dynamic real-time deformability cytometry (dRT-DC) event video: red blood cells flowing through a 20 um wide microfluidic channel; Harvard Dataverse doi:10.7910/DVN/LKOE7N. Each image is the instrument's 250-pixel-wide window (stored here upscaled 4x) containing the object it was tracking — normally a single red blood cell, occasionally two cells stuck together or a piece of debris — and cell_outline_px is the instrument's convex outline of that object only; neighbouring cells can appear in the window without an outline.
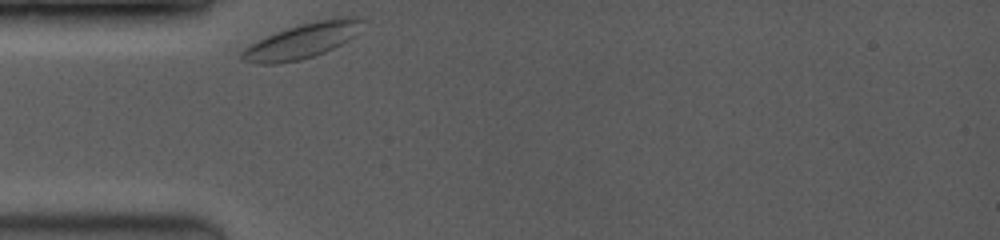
{"species": "common noctule bat (a hibernating species)", "species_latin": "Nyctalus noctula", "temperature_condition": "room temperature", "stored_images_in_passage": 20, "camera_frame_rate_fps": 3500, "um_per_image_px": 0.085, "animal": {"sex": "female", "body_mass_g": 19.0, "forearm_length_mm": 53.3}, "frame": {"image": 1, "passage_image": 1, "time_ms": 0.0, "image_size_px": [1000, 240], "cell_outline_px": [[364, 16], [352, 36], [348, 40], [324, 52], [300, 60], [280, 64], [260, 64], [240, 60], [240, 52], [244, 48], [276, 32], [300, 24], [316, 20], [340, 16]], "centroid_in_image_um": [25.64, 3.47], "position_along_channel_um": 59.4, "area_um2": 24.22}}
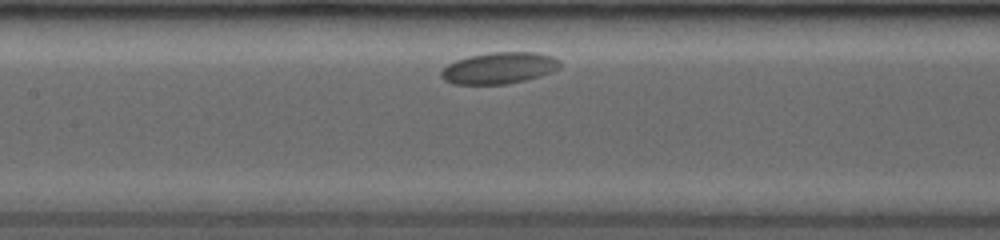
{"frame": {"image": 2, "passage_image": 8, "time_ms": 3.143, "image_size_px": [1000, 240], "cell_outline_px": [[564, 64], [560, 68], [552, 72], [540, 76], [524, 80], [504, 84], [452, 84], [444, 80], [440, 76], [440, 72], [448, 64], [456, 60], [468, 56], [488, 52], [540, 52], [552, 56], [560, 60]], "centroid_in_image_um": [42.46, 5.77], "position_along_channel_um": 164.9, "area_um2": 22.08}}
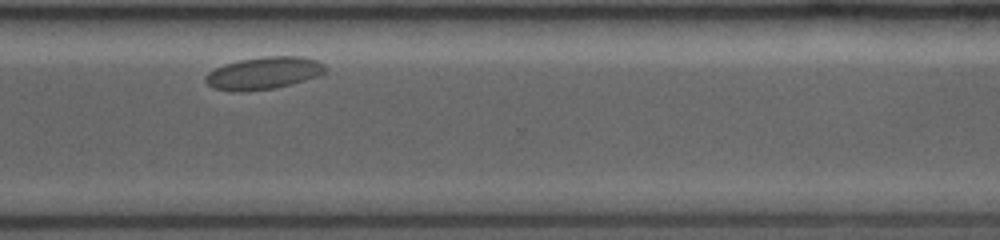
{"frame": {"image": 3, "passage_image": 19, "time_ms": 8.286, "image_size_px": [1000, 240], "cell_outline_px": [[328, 68], [324, 72], [316, 76], [292, 84], [276, 88], [232, 92], [212, 88], [204, 80], [204, 76], [208, 72], [224, 64], [240, 60], [260, 56], [304, 56], [320, 60]], "centroid_in_image_um": [22.41, 6.2], "position_along_channel_um": 348.2, "area_um2": 22.83}, "authors_computed_cell_mechanics": {"area_um2": 22.1085, "velocity_mm_per_s": 3.4995, "shape_relaxation_time_tau1_ms": 0.9603, "shape_relaxation_time_tau2_ms": null, "deformation_change_tau1": 0.0299, "deformation_change_tau2": null}}